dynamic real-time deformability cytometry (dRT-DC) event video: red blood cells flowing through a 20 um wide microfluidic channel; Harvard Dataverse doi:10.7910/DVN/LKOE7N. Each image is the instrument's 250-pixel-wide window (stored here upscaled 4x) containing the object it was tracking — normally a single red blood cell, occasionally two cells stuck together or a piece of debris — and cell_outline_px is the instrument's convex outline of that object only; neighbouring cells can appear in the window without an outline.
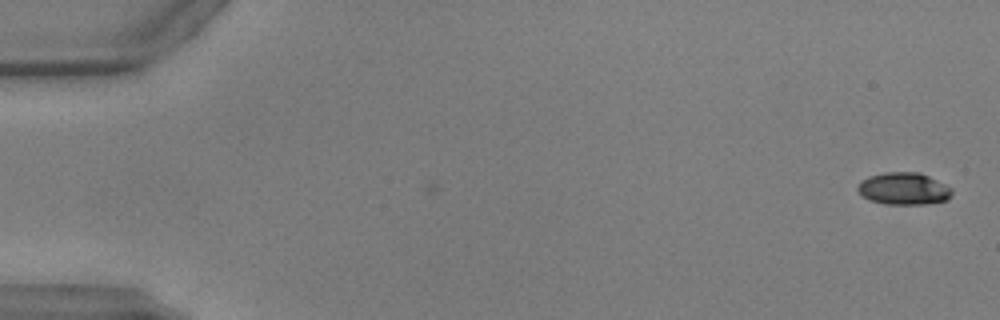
{"species": "common noctule bat (a hibernating species)", "species_latin": "Nyctalus noctula", "temperature_condition": "warm", "stored_images_in_passage": 3, "camera_frame_rate_fps": 3000, "um_per_image_px": 0.085, "animal": {"sex": "male", "body_mass_g": 17.9, "forearm_length_mm": 54.2}, "frame": {"image": 1, "passage_image": 3, "time_ms": 0.667, "image_size_px": [1000, 320], "cell_outline_px": [[952, 192], [948, 200], [924, 204], [884, 204], [868, 200], [860, 196], [856, 188], [860, 180], [868, 176], [884, 172], [920, 172], [952, 188]], "centroid_in_image_um": [76.75, 16.04], "position_along_channel_um": 8.2, "area_um2": 17.92}}